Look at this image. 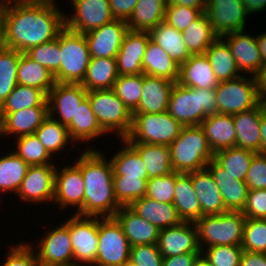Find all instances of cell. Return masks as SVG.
I'll use <instances>...</instances> for the list:
<instances>
[{
  "label": "cell",
  "mask_w": 266,
  "mask_h": 266,
  "mask_svg": "<svg viewBox=\"0 0 266 266\" xmlns=\"http://www.w3.org/2000/svg\"><path fill=\"white\" fill-rule=\"evenodd\" d=\"M4 46L21 53L50 42L65 28V12L56 2L0 1Z\"/></svg>",
  "instance_id": "cell-1"
},
{
  "label": "cell",
  "mask_w": 266,
  "mask_h": 266,
  "mask_svg": "<svg viewBox=\"0 0 266 266\" xmlns=\"http://www.w3.org/2000/svg\"><path fill=\"white\" fill-rule=\"evenodd\" d=\"M84 150L74 162L81 169L85 182L83 216L114 217L121 206L114 195L111 162L104 150L89 146Z\"/></svg>",
  "instance_id": "cell-2"
},
{
  "label": "cell",
  "mask_w": 266,
  "mask_h": 266,
  "mask_svg": "<svg viewBox=\"0 0 266 266\" xmlns=\"http://www.w3.org/2000/svg\"><path fill=\"white\" fill-rule=\"evenodd\" d=\"M171 114L182 126H198L208 116L217 113L214 89L185 87L175 82L168 105Z\"/></svg>",
  "instance_id": "cell-3"
},
{
  "label": "cell",
  "mask_w": 266,
  "mask_h": 266,
  "mask_svg": "<svg viewBox=\"0 0 266 266\" xmlns=\"http://www.w3.org/2000/svg\"><path fill=\"white\" fill-rule=\"evenodd\" d=\"M171 164L177 173H190L204 169L214 159L203 128L183 126L179 136L169 145Z\"/></svg>",
  "instance_id": "cell-4"
},
{
  "label": "cell",
  "mask_w": 266,
  "mask_h": 266,
  "mask_svg": "<svg viewBox=\"0 0 266 266\" xmlns=\"http://www.w3.org/2000/svg\"><path fill=\"white\" fill-rule=\"evenodd\" d=\"M245 221L241 211L202 216L195 222L201 251L211 246L241 245Z\"/></svg>",
  "instance_id": "cell-5"
},
{
  "label": "cell",
  "mask_w": 266,
  "mask_h": 266,
  "mask_svg": "<svg viewBox=\"0 0 266 266\" xmlns=\"http://www.w3.org/2000/svg\"><path fill=\"white\" fill-rule=\"evenodd\" d=\"M87 98L98 124L106 134L115 133L119 137L117 139H124L129 135L132 112L112 89L88 91Z\"/></svg>",
  "instance_id": "cell-6"
},
{
  "label": "cell",
  "mask_w": 266,
  "mask_h": 266,
  "mask_svg": "<svg viewBox=\"0 0 266 266\" xmlns=\"http://www.w3.org/2000/svg\"><path fill=\"white\" fill-rule=\"evenodd\" d=\"M90 59L85 35L65 27L60 32V67L53 75L55 82L81 84Z\"/></svg>",
  "instance_id": "cell-7"
},
{
  "label": "cell",
  "mask_w": 266,
  "mask_h": 266,
  "mask_svg": "<svg viewBox=\"0 0 266 266\" xmlns=\"http://www.w3.org/2000/svg\"><path fill=\"white\" fill-rule=\"evenodd\" d=\"M132 128L128 142L169 146L180 134L182 125L168 111L162 113H132Z\"/></svg>",
  "instance_id": "cell-8"
},
{
  "label": "cell",
  "mask_w": 266,
  "mask_h": 266,
  "mask_svg": "<svg viewBox=\"0 0 266 266\" xmlns=\"http://www.w3.org/2000/svg\"><path fill=\"white\" fill-rule=\"evenodd\" d=\"M214 91L217 113L235 115L259 104L257 80L252 75L220 81Z\"/></svg>",
  "instance_id": "cell-9"
},
{
  "label": "cell",
  "mask_w": 266,
  "mask_h": 266,
  "mask_svg": "<svg viewBox=\"0 0 266 266\" xmlns=\"http://www.w3.org/2000/svg\"><path fill=\"white\" fill-rule=\"evenodd\" d=\"M131 245L114 217H98V247L93 266H125L130 263Z\"/></svg>",
  "instance_id": "cell-10"
},
{
  "label": "cell",
  "mask_w": 266,
  "mask_h": 266,
  "mask_svg": "<svg viewBox=\"0 0 266 266\" xmlns=\"http://www.w3.org/2000/svg\"><path fill=\"white\" fill-rule=\"evenodd\" d=\"M57 227L48 229L39 242H31L40 266H68L74 264L73 247L70 238V217ZM53 228V229H52ZM36 244V245H35ZM37 246V247H36Z\"/></svg>",
  "instance_id": "cell-11"
},
{
  "label": "cell",
  "mask_w": 266,
  "mask_h": 266,
  "mask_svg": "<svg viewBox=\"0 0 266 266\" xmlns=\"http://www.w3.org/2000/svg\"><path fill=\"white\" fill-rule=\"evenodd\" d=\"M72 164L56 166L53 204L60 210L76 208L74 214L83 216L85 182L81 169Z\"/></svg>",
  "instance_id": "cell-12"
},
{
  "label": "cell",
  "mask_w": 266,
  "mask_h": 266,
  "mask_svg": "<svg viewBox=\"0 0 266 266\" xmlns=\"http://www.w3.org/2000/svg\"><path fill=\"white\" fill-rule=\"evenodd\" d=\"M70 238L74 264L93 266L98 247V217L70 216Z\"/></svg>",
  "instance_id": "cell-13"
},
{
  "label": "cell",
  "mask_w": 266,
  "mask_h": 266,
  "mask_svg": "<svg viewBox=\"0 0 266 266\" xmlns=\"http://www.w3.org/2000/svg\"><path fill=\"white\" fill-rule=\"evenodd\" d=\"M72 15L65 14V27L73 32L87 33L114 20L109 0H70Z\"/></svg>",
  "instance_id": "cell-14"
},
{
  "label": "cell",
  "mask_w": 266,
  "mask_h": 266,
  "mask_svg": "<svg viewBox=\"0 0 266 266\" xmlns=\"http://www.w3.org/2000/svg\"><path fill=\"white\" fill-rule=\"evenodd\" d=\"M218 37L244 31L249 15L241 0H208L205 11Z\"/></svg>",
  "instance_id": "cell-15"
},
{
  "label": "cell",
  "mask_w": 266,
  "mask_h": 266,
  "mask_svg": "<svg viewBox=\"0 0 266 266\" xmlns=\"http://www.w3.org/2000/svg\"><path fill=\"white\" fill-rule=\"evenodd\" d=\"M57 165L29 166L27 173L16 193L20 201L28 204L53 202L55 171ZM52 201V202H51Z\"/></svg>",
  "instance_id": "cell-16"
},
{
  "label": "cell",
  "mask_w": 266,
  "mask_h": 266,
  "mask_svg": "<svg viewBox=\"0 0 266 266\" xmlns=\"http://www.w3.org/2000/svg\"><path fill=\"white\" fill-rule=\"evenodd\" d=\"M87 92L81 84L55 82L47 95L49 116L68 126Z\"/></svg>",
  "instance_id": "cell-17"
},
{
  "label": "cell",
  "mask_w": 266,
  "mask_h": 266,
  "mask_svg": "<svg viewBox=\"0 0 266 266\" xmlns=\"http://www.w3.org/2000/svg\"><path fill=\"white\" fill-rule=\"evenodd\" d=\"M127 31L126 21L114 19L85 33L91 58H116Z\"/></svg>",
  "instance_id": "cell-18"
},
{
  "label": "cell",
  "mask_w": 266,
  "mask_h": 266,
  "mask_svg": "<svg viewBox=\"0 0 266 266\" xmlns=\"http://www.w3.org/2000/svg\"><path fill=\"white\" fill-rule=\"evenodd\" d=\"M157 245L163 257L201 253L195 222H182L160 230Z\"/></svg>",
  "instance_id": "cell-19"
},
{
  "label": "cell",
  "mask_w": 266,
  "mask_h": 266,
  "mask_svg": "<svg viewBox=\"0 0 266 266\" xmlns=\"http://www.w3.org/2000/svg\"><path fill=\"white\" fill-rule=\"evenodd\" d=\"M229 46L239 71L256 76L263 66L257 37L246 31H236L221 37Z\"/></svg>",
  "instance_id": "cell-20"
},
{
  "label": "cell",
  "mask_w": 266,
  "mask_h": 266,
  "mask_svg": "<svg viewBox=\"0 0 266 266\" xmlns=\"http://www.w3.org/2000/svg\"><path fill=\"white\" fill-rule=\"evenodd\" d=\"M49 116L48 106H35L17 112H0V140L3 136L34 134Z\"/></svg>",
  "instance_id": "cell-21"
},
{
  "label": "cell",
  "mask_w": 266,
  "mask_h": 266,
  "mask_svg": "<svg viewBox=\"0 0 266 266\" xmlns=\"http://www.w3.org/2000/svg\"><path fill=\"white\" fill-rule=\"evenodd\" d=\"M149 39L147 31H127L116 56L119 76L143 73L142 60Z\"/></svg>",
  "instance_id": "cell-22"
},
{
  "label": "cell",
  "mask_w": 266,
  "mask_h": 266,
  "mask_svg": "<svg viewBox=\"0 0 266 266\" xmlns=\"http://www.w3.org/2000/svg\"><path fill=\"white\" fill-rule=\"evenodd\" d=\"M205 168L218 186L226 210L242 212L249 192L246 182L234 179L214 159Z\"/></svg>",
  "instance_id": "cell-23"
},
{
  "label": "cell",
  "mask_w": 266,
  "mask_h": 266,
  "mask_svg": "<svg viewBox=\"0 0 266 266\" xmlns=\"http://www.w3.org/2000/svg\"><path fill=\"white\" fill-rule=\"evenodd\" d=\"M175 82L143 74L142 94L132 113H162L168 111L169 98Z\"/></svg>",
  "instance_id": "cell-24"
},
{
  "label": "cell",
  "mask_w": 266,
  "mask_h": 266,
  "mask_svg": "<svg viewBox=\"0 0 266 266\" xmlns=\"http://www.w3.org/2000/svg\"><path fill=\"white\" fill-rule=\"evenodd\" d=\"M114 218L122 226L131 247L158 243L160 230L137 215L129 206H121Z\"/></svg>",
  "instance_id": "cell-25"
},
{
  "label": "cell",
  "mask_w": 266,
  "mask_h": 266,
  "mask_svg": "<svg viewBox=\"0 0 266 266\" xmlns=\"http://www.w3.org/2000/svg\"><path fill=\"white\" fill-rule=\"evenodd\" d=\"M177 82L185 87L199 89H215L219 84L205 53L191 55L179 66Z\"/></svg>",
  "instance_id": "cell-26"
},
{
  "label": "cell",
  "mask_w": 266,
  "mask_h": 266,
  "mask_svg": "<svg viewBox=\"0 0 266 266\" xmlns=\"http://www.w3.org/2000/svg\"><path fill=\"white\" fill-rule=\"evenodd\" d=\"M262 109L256 107L233 115L236 129V146L261 153V123Z\"/></svg>",
  "instance_id": "cell-27"
},
{
  "label": "cell",
  "mask_w": 266,
  "mask_h": 266,
  "mask_svg": "<svg viewBox=\"0 0 266 266\" xmlns=\"http://www.w3.org/2000/svg\"><path fill=\"white\" fill-rule=\"evenodd\" d=\"M191 181L200 202L201 217L227 212L219 188L206 168L191 172Z\"/></svg>",
  "instance_id": "cell-28"
},
{
  "label": "cell",
  "mask_w": 266,
  "mask_h": 266,
  "mask_svg": "<svg viewBox=\"0 0 266 266\" xmlns=\"http://www.w3.org/2000/svg\"><path fill=\"white\" fill-rule=\"evenodd\" d=\"M211 150L215 153L236 146V129L233 115L214 113L208 115L200 125Z\"/></svg>",
  "instance_id": "cell-29"
},
{
  "label": "cell",
  "mask_w": 266,
  "mask_h": 266,
  "mask_svg": "<svg viewBox=\"0 0 266 266\" xmlns=\"http://www.w3.org/2000/svg\"><path fill=\"white\" fill-rule=\"evenodd\" d=\"M129 207L159 230L177 226L183 222L173 203H160L144 196L134 201Z\"/></svg>",
  "instance_id": "cell-30"
},
{
  "label": "cell",
  "mask_w": 266,
  "mask_h": 266,
  "mask_svg": "<svg viewBox=\"0 0 266 266\" xmlns=\"http://www.w3.org/2000/svg\"><path fill=\"white\" fill-rule=\"evenodd\" d=\"M173 205L183 222H196L201 218V206L193 189L190 173H177Z\"/></svg>",
  "instance_id": "cell-31"
},
{
  "label": "cell",
  "mask_w": 266,
  "mask_h": 266,
  "mask_svg": "<svg viewBox=\"0 0 266 266\" xmlns=\"http://www.w3.org/2000/svg\"><path fill=\"white\" fill-rule=\"evenodd\" d=\"M71 140L77 148L76 142L87 143L96 140L101 135H107L97 122L94 112L91 109L89 99L86 97L77 107L75 118L67 126Z\"/></svg>",
  "instance_id": "cell-32"
},
{
  "label": "cell",
  "mask_w": 266,
  "mask_h": 266,
  "mask_svg": "<svg viewBox=\"0 0 266 266\" xmlns=\"http://www.w3.org/2000/svg\"><path fill=\"white\" fill-rule=\"evenodd\" d=\"M142 66L145 75L178 81L179 65L151 39L143 55Z\"/></svg>",
  "instance_id": "cell-33"
},
{
  "label": "cell",
  "mask_w": 266,
  "mask_h": 266,
  "mask_svg": "<svg viewBox=\"0 0 266 266\" xmlns=\"http://www.w3.org/2000/svg\"><path fill=\"white\" fill-rule=\"evenodd\" d=\"M119 140L124 144L109 159L113 178H148L146 166L138 151L125 138Z\"/></svg>",
  "instance_id": "cell-34"
},
{
  "label": "cell",
  "mask_w": 266,
  "mask_h": 266,
  "mask_svg": "<svg viewBox=\"0 0 266 266\" xmlns=\"http://www.w3.org/2000/svg\"><path fill=\"white\" fill-rule=\"evenodd\" d=\"M139 153L145 164L148 179L164 176L173 172L171 148L166 145L129 142Z\"/></svg>",
  "instance_id": "cell-35"
},
{
  "label": "cell",
  "mask_w": 266,
  "mask_h": 266,
  "mask_svg": "<svg viewBox=\"0 0 266 266\" xmlns=\"http://www.w3.org/2000/svg\"><path fill=\"white\" fill-rule=\"evenodd\" d=\"M167 0H138L127 22L128 30L147 31L165 20Z\"/></svg>",
  "instance_id": "cell-36"
},
{
  "label": "cell",
  "mask_w": 266,
  "mask_h": 266,
  "mask_svg": "<svg viewBox=\"0 0 266 266\" xmlns=\"http://www.w3.org/2000/svg\"><path fill=\"white\" fill-rule=\"evenodd\" d=\"M150 39L161 49L165 50L177 65H181L190 58L181 31L161 22L154 29L149 31Z\"/></svg>",
  "instance_id": "cell-37"
},
{
  "label": "cell",
  "mask_w": 266,
  "mask_h": 266,
  "mask_svg": "<svg viewBox=\"0 0 266 266\" xmlns=\"http://www.w3.org/2000/svg\"><path fill=\"white\" fill-rule=\"evenodd\" d=\"M118 76L116 58H91L81 85L87 91L112 89Z\"/></svg>",
  "instance_id": "cell-38"
},
{
  "label": "cell",
  "mask_w": 266,
  "mask_h": 266,
  "mask_svg": "<svg viewBox=\"0 0 266 266\" xmlns=\"http://www.w3.org/2000/svg\"><path fill=\"white\" fill-rule=\"evenodd\" d=\"M18 85L29 86L42 90L46 95L54 87L52 73L44 66L21 53L17 68Z\"/></svg>",
  "instance_id": "cell-39"
},
{
  "label": "cell",
  "mask_w": 266,
  "mask_h": 266,
  "mask_svg": "<svg viewBox=\"0 0 266 266\" xmlns=\"http://www.w3.org/2000/svg\"><path fill=\"white\" fill-rule=\"evenodd\" d=\"M218 81H227L243 75L236 64L228 44L218 37L205 51Z\"/></svg>",
  "instance_id": "cell-40"
},
{
  "label": "cell",
  "mask_w": 266,
  "mask_h": 266,
  "mask_svg": "<svg viewBox=\"0 0 266 266\" xmlns=\"http://www.w3.org/2000/svg\"><path fill=\"white\" fill-rule=\"evenodd\" d=\"M184 44L190 55L204 54L218 38L212 25L203 12L182 32Z\"/></svg>",
  "instance_id": "cell-41"
},
{
  "label": "cell",
  "mask_w": 266,
  "mask_h": 266,
  "mask_svg": "<svg viewBox=\"0 0 266 266\" xmlns=\"http://www.w3.org/2000/svg\"><path fill=\"white\" fill-rule=\"evenodd\" d=\"M29 165L13 151L0 157V189L5 194H15L27 173Z\"/></svg>",
  "instance_id": "cell-42"
},
{
  "label": "cell",
  "mask_w": 266,
  "mask_h": 266,
  "mask_svg": "<svg viewBox=\"0 0 266 266\" xmlns=\"http://www.w3.org/2000/svg\"><path fill=\"white\" fill-rule=\"evenodd\" d=\"M41 144L52 156L64 151L73 141L67 126L48 116L34 133Z\"/></svg>",
  "instance_id": "cell-43"
},
{
  "label": "cell",
  "mask_w": 266,
  "mask_h": 266,
  "mask_svg": "<svg viewBox=\"0 0 266 266\" xmlns=\"http://www.w3.org/2000/svg\"><path fill=\"white\" fill-rule=\"evenodd\" d=\"M256 152L231 147L214 153V160L236 180H246L248 169Z\"/></svg>",
  "instance_id": "cell-44"
},
{
  "label": "cell",
  "mask_w": 266,
  "mask_h": 266,
  "mask_svg": "<svg viewBox=\"0 0 266 266\" xmlns=\"http://www.w3.org/2000/svg\"><path fill=\"white\" fill-rule=\"evenodd\" d=\"M35 106H48L47 95L38 88L17 85L0 106V112H17Z\"/></svg>",
  "instance_id": "cell-45"
},
{
  "label": "cell",
  "mask_w": 266,
  "mask_h": 266,
  "mask_svg": "<svg viewBox=\"0 0 266 266\" xmlns=\"http://www.w3.org/2000/svg\"><path fill=\"white\" fill-rule=\"evenodd\" d=\"M15 142L16 149L14 148L12 151L29 166L55 165L52 163L53 157L48 153L35 134L17 137L15 138Z\"/></svg>",
  "instance_id": "cell-46"
},
{
  "label": "cell",
  "mask_w": 266,
  "mask_h": 266,
  "mask_svg": "<svg viewBox=\"0 0 266 266\" xmlns=\"http://www.w3.org/2000/svg\"><path fill=\"white\" fill-rule=\"evenodd\" d=\"M21 52L3 46L0 49V106L18 85L17 68Z\"/></svg>",
  "instance_id": "cell-47"
},
{
  "label": "cell",
  "mask_w": 266,
  "mask_h": 266,
  "mask_svg": "<svg viewBox=\"0 0 266 266\" xmlns=\"http://www.w3.org/2000/svg\"><path fill=\"white\" fill-rule=\"evenodd\" d=\"M143 73L138 75H122L116 79L112 90L125 106L133 112L141 99Z\"/></svg>",
  "instance_id": "cell-48"
},
{
  "label": "cell",
  "mask_w": 266,
  "mask_h": 266,
  "mask_svg": "<svg viewBox=\"0 0 266 266\" xmlns=\"http://www.w3.org/2000/svg\"><path fill=\"white\" fill-rule=\"evenodd\" d=\"M148 178H113L114 195L120 206H130L145 196Z\"/></svg>",
  "instance_id": "cell-49"
},
{
  "label": "cell",
  "mask_w": 266,
  "mask_h": 266,
  "mask_svg": "<svg viewBox=\"0 0 266 266\" xmlns=\"http://www.w3.org/2000/svg\"><path fill=\"white\" fill-rule=\"evenodd\" d=\"M241 246L244 251L266 253V219L246 218Z\"/></svg>",
  "instance_id": "cell-50"
},
{
  "label": "cell",
  "mask_w": 266,
  "mask_h": 266,
  "mask_svg": "<svg viewBox=\"0 0 266 266\" xmlns=\"http://www.w3.org/2000/svg\"><path fill=\"white\" fill-rule=\"evenodd\" d=\"M24 53L54 75L60 67V33L54 40L33 46Z\"/></svg>",
  "instance_id": "cell-51"
},
{
  "label": "cell",
  "mask_w": 266,
  "mask_h": 266,
  "mask_svg": "<svg viewBox=\"0 0 266 266\" xmlns=\"http://www.w3.org/2000/svg\"><path fill=\"white\" fill-rule=\"evenodd\" d=\"M243 251L241 245H219L204 248L201 254L212 266H240Z\"/></svg>",
  "instance_id": "cell-52"
},
{
  "label": "cell",
  "mask_w": 266,
  "mask_h": 266,
  "mask_svg": "<svg viewBox=\"0 0 266 266\" xmlns=\"http://www.w3.org/2000/svg\"><path fill=\"white\" fill-rule=\"evenodd\" d=\"M176 184V172L147 180L145 196L160 202L172 203Z\"/></svg>",
  "instance_id": "cell-53"
},
{
  "label": "cell",
  "mask_w": 266,
  "mask_h": 266,
  "mask_svg": "<svg viewBox=\"0 0 266 266\" xmlns=\"http://www.w3.org/2000/svg\"><path fill=\"white\" fill-rule=\"evenodd\" d=\"M205 9H195L178 4H167L164 22L183 32Z\"/></svg>",
  "instance_id": "cell-54"
},
{
  "label": "cell",
  "mask_w": 266,
  "mask_h": 266,
  "mask_svg": "<svg viewBox=\"0 0 266 266\" xmlns=\"http://www.w3.org/2000/svg\"><path fill=\"white\" fill-rule=\"evenodd\" d=\"M33 247L24 241L11 245L0 266H40Z\"/></svg>",
  "instance_id": "cell-55"
},
{
  "label": "cell",
  "mask_w": 266,
  "mask_h": 266,
  "mask_svg": "<svg viewBox=\"0 0 266 266\" xmlns=\"http://www.w3.org/2000/svg\"><path fill=\"white\" fill-rule=\"evenodd\" d=\"M163 256L157 244L131 247L130 264L134 266H162Z\"/></svg>",
  "instance_id": "cell-56"
},
{
  "label": "cell",
  "mask_w": 266,
  "mask_h": 266,
  "mask_svg": "<svg viewBox=\"0 0 266 266\" xmlns=\"http://www.w3.org/2000/svg\"><path fill=\"white\" fill-rule=\"evenodd\" d=\"M249 190L266 189V154L256 153L245 180Z\"/></svg>",
  "instance_id": "cell-57"
},
{
  "label": "cell",
  "mask_w": 266,
  "mask_h": 266,
  "mask_svg": "<svg viewBox=\"0 0 266 266\" xmlns=\"http://www.w3.org/2000/svg\"><path fill=\"white\" fill-rule=\"evenodd\" d=\"M242 214L246 218L266 219V189L249 190Z\"/></svg>",
  "instance_id": "cell-58"
},
{
  "label": "cell",
  "mask_w": 266,
  "mask_h": 266,
  "mask_svg": "<svg viewBox=\"0 0 266 266\" xmlns=\"http://www.w3.org/2000/svg\"><path fill=\"white\" fill-rule=\"evenodd\" d=\"M138 0H109L110 10L117 20L128 22L132 16Z\"/></svg>",
  "instance_id": "cell-59"
},
{
  "label": "cell",
  "mask_w": 266,
  "mask_h": 266,
  "mask_svg": "<svg viewBox=\"0 0 266 266\" xmlns=\"http://www.w3.org/2000/svg\"><path fill=\"white\" fill-rule=\"evenodd\" d=\"M201 253H185L172 257H163L162 266H194Z\"/></svg>",
  "instance_id": "cell-60"
},
{
  "label": "cell",
  "mask_w": 266,
  "mask_h": 266,
  "mask_svg": "<svg viewBox=\"0 0 266 266\" xmlns=\"http://www.w3.org/2000/svg\"><path fill=\"white\" fill-rule=\"evenodd\" d=\"M240 266H266V253L243 251Z\"/></svg>",
  "instance_id": "cell-61"
},
{
  "label": "cell",
  "mask_w": 266,
  "mask_h": 266,
  "mask_svg": "<svg viewBox=\"0 0 266 266\" xmlns=\"http://www.w3.org/2000/svg\"><path fill=\"white\" fill-rule=\"evenodd\" d=\"M245 6L248 15H255L256 13L264 12L266 10V0H241Z\"/></svg>",
  "instance_id": "cell-62"
},
{
  "label": "cell",
  "mask_w": 266,
  "mask_h": 266,
  "mask_svg": "<svg viewBox=\"0 0 266 266\" xmlns=\"http://www.w3.org/2000/svg\"><path fill=\"white\" fill-rule=\"evenodd\" d=\"M206 3V0H168L167 2V4H178L195 9H205Z\"/></svg>",
  "instance_id": "cell-63"
},
{
  "label": "cell",
  "mask_w": 266,
  "mask_h": 266,
  "mask_svg": "<svg viewBox=\"0 0 266 266\" xmlns=\"http://www.w3.org/2000/svg\"><path fill=\"white\" fill-rule=\"evenodd\" d=\"M255 77L257 80L259 95L266 94V64L261 67L260 72Z\"/></svg>",
  "instance_id": "cell-64"
},
{
  "label": "cell",
  "mask_w": 266,
  "mask_h": 266,
  "mask_svg": "<svg viewBox=\"0 0 266 266\" xmlns=\"http://www.w3.org/2000/svg\"><path fill=\"white\" fill-rule=\"evenodd\" d=\"M257 37V45L260 50V55L262 59L263 65L266 64V32L259 35H256Z\"/></svg>",
  "instance_id": "cell-65"
},
{
  "label": "cell",
  "mask_w": 266,
  "mask_h": 266,
  "mask_svg": "<svg viewBox=\"0 0 266 266\" xmlns=\"http://www.w3.org/2000/svg\"><path fill=\"white\" fill-rule=\"evenodd\" d=\"M260 132H261V153L266 154V115L263 113V111L261 116Z\"/></svg>",
  "instance_id": "cell-66"
},
{
  "label": "cell",
  "mask_w": 266,
  "mask_h": 266,
  "mask_svg": "<svg viewBox=\"0 0 266 266\" xmlns=\"http://www.w3.org/2000/svg\"><path fill=\"white\" fill-rule=\"evenodd\" d=\"M194 266H212V265H211V264L208 262V260H207V259L201 254V255L197 258V260H196Z\"/></svg>",
  "instance_id": "cell-67"
},
{
  "label": "cell",
  "mask_w": 266,
  "mask_h": 266,
  "mask_svg": "<svg viewBox=\"0 0 266 266\" xmlns=\"http://www.w3.org/2000/svg\"><path fill=\"white\" fill-rule=\"evenodd\" d=\"M259 104L261 106L263 113L266 115V94L259 95Z\"/></svg>",
  "instance_id": "cell-68"
},
{
  "label": "cell",
  "mask_w": 266,
  "mask_h": 266,
  "mask_svg": "<svg viewBox=\"0 0 266 266\" xmlns=\"http://www.w3.org/2000/svg\"><path fill=\"white\" fill-rule=\"evenodd\" d=\"M4 46L3 41V22H2V14L0 9V49Z\"/></svg>",
  "instance_id": "cell-69"
},
{
  "label": "cell",
  "mask_w": 266,
  "mask_h": 266,
  "mask_svg": "<svg viewBox=\"0 0 266 266\" xmlns=\"http://www.w3.org/2000/svg\"><path fill=\"white\" fill-rule=\"evenodd\" d=\"M21 1L52 2V3L56 2L54 0H21Z\"/></svg>",
  "instance_id": "cell-70"
},
{
  "label": "cell",
  "mask_w": 266,
  "mask_h": 266,
  "mask_svg": "<svg viewBox=\"0 0 266 266\" xmlns=\"http://www.w3.org/2000/svg\"><path fill=\"white\" fill-rule=\"evenodd\" d=\"M3 193V194H2ZM4 191L2 190V189H0V198L2 199L3 197H1L2 195H4ZM1 202V201H0ZM0 205H1V203H0Z\"/></svg>",
  "instance_id": "cell-71"
},
{
  "label": "cell",
  "mask_w": 266,
  "mask_h": 266,
  "mask_svg": "<svg viewBox=\"0 0 266 266\" xmlns=\"http://www.w3.org/2000/svg\"><path fill=\"white\" fill-rule=\"evenodd\" d=\"M68 266H82V265H76V264H73V265H68Z\"/></svg>",
  "instance_id": "cell-72"
},
{
  "label": "cell",
  "mask_w": 266,
  "mask_h": 266,
  "mask_svg": "<svg viewBox=\"0 0 266 266\" xmlns=\"http://www.w3.org/2000/svg\"><path fill=\"white\" fill-rule=\"evenodd\" d=\"M125 266H134V265H132V264L128 263V264H126Z\"/></svg>",
  "instance_id": "cell-73"
}]
</instances>
